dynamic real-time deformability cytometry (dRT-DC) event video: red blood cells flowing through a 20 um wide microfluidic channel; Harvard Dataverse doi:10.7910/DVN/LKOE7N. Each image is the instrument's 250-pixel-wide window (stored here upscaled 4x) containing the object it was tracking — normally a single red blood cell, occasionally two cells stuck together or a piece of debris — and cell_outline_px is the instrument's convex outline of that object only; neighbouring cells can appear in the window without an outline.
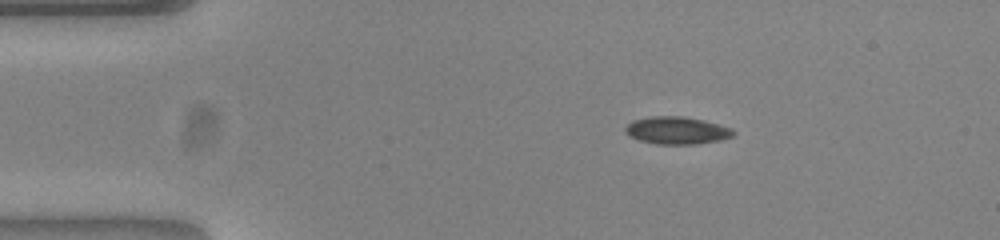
{"species": "common noctule bat (a hibernating species)", "species_latin": "Nyctalus noctula", "temperature_condition": "warm", "stored_images_in_passage": 45, "camera_frame_rate_fps": 3000, "um_per_image_px": 0.085, "animal": {"sex": "female", "body_mass_g": 23.0, "forearm_length_mm": 53.4}, "frame": {"image": 1, "passage_image": 1, "time_ms": 0.0, "image_size_px": [1000, 240], "cell_outline_px": [[736, 132], [732, 136], [720, 140], [696, 144], [656, 144], [640, 140], [628, 136], [624, 132], [624, 128], [632, 120], [652, 116], [684, 116], [704, 120], [732, 128]], "centroid_in_image_um": [57.51, 11.08], "position_along_channel_um": 27.5, "area_um2": 17.4}}
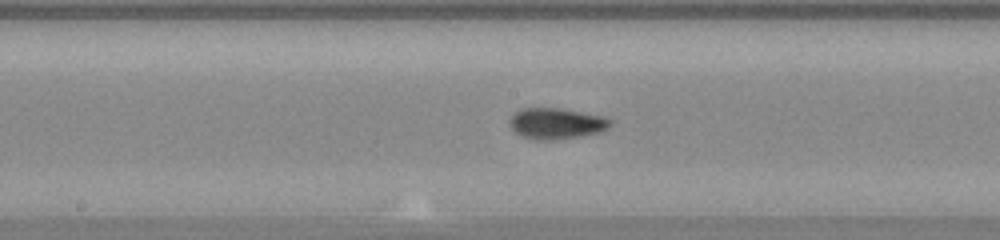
{"frame": {"image": 2, "passage_image": 19, "time_ms": 6.0, "image_size_px": [1000, 240], "cell_outline_px": [[612, 124], [608, 128], [600, 132], [580, 136], [552, 140], [532, 140], [516, 132], [508, 124], [508, 120], [520, 108], [560, 108], [604, 116], [612, 120]], "centroid_in_image_um": [47.29, 10.49], "position_along_channel_um": 200.9, "area_um2": 18.26}}
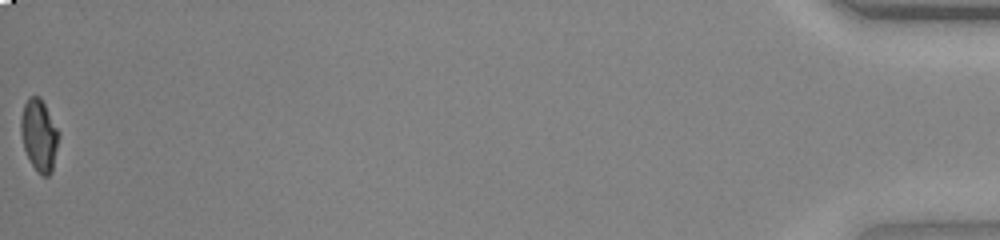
{"frame": {"image": 3, "passage_image": 45, "time_ms": 14.667, "image_size_px": [1000, 240], "cell_outline_px": [[60, 136], [52, 172], [48, 176], [44, 176], [32, 164], [24, 148], [20, 132], [20, 120], [24, 104], [28, 96], [40, 96], [60, 132]], "centroid_in_image_um": [3.34, 11.45], "position_along_channel_um": 431.9, "area_um2": 15.9}, "authors_computed_cell_mechanics": {"area_um2": 16.9932, "velocity_mm_per_s": 3.875, "shape_relaxation_time_tau1_ms": 6.4958, "shape_relaxation_time_tau2_ms": 2.5354, "deformation_change_tau1": 0.1821, "deformation_change_tau2": 0.0737}}